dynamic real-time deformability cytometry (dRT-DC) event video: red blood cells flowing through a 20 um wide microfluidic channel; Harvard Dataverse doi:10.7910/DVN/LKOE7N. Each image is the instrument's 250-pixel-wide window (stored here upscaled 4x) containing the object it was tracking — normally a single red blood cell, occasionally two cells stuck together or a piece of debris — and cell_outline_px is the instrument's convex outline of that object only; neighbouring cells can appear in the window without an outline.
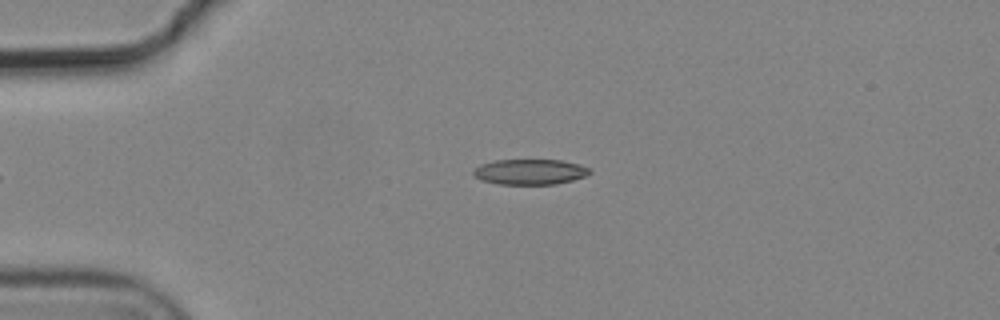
{"species": "common noctule bat (a hibernating species)", "species_latin": "Nyctalus noctula", "temperature_condition": "cold", "stored_images_in_passage": 6, "camera_frame_rate_fps": 3000, "um_per_image_px": 0.085, "animal": {"sex": "male", "body_mass_g": 19.2, "forearm_length_mm": 51.8}, "frame": {"image": 1, "passage_image": 6, "time_ms": 1.667, "image_size_px": [1000, 320], "cell_outline_px": [[592, 172], [584, 176], [572, 180], [556, 184], [496, 184], [480, 180], [472, 176], [472, 172], [480, 164], [496, 160], [560, 160], [580, 164], [592, 168]], "centroid_in_image_um": [45.04, 14.61], "position_along_channel_um": 40.0, "area_um2": 17.4}}